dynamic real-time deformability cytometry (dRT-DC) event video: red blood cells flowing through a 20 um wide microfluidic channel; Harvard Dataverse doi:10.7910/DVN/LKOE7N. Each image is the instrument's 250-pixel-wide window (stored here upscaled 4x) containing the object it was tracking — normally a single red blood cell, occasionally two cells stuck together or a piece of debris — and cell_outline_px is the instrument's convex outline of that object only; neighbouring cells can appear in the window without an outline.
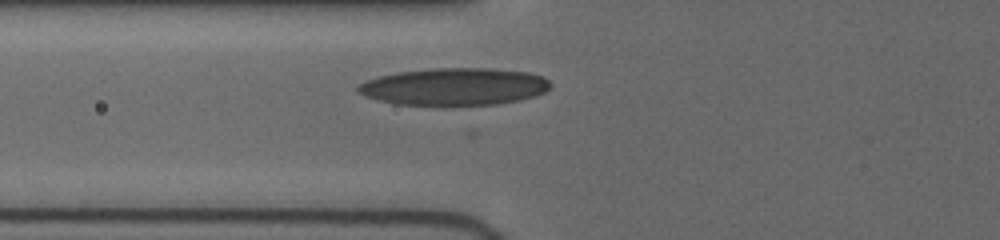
{"species": "human", "species_latin": "Homo sapiens", "temperature_condition": "cold", "stored_images_in_passage": 9, "camera_frame_rate_fps": 3000, "um_per_image_px": 0.085, "donor": {"sex": "female"}, "frame": {"image": 1, "passage_image": 2, "time_ms": 0.667, "image_size_px": [1000, 240], "cell_outline_px": [[552, 84], [544, 92], [536, 96], [520, 100], [496, 104], [440, 108], [396, 104], [364, 96], [356, 92], [356, 84], [364, 80], [396, 72], [432, 68], [488, 68], [528, 72], [540, 76], [548, 80]], "centroid_in_image_um": [38.55, 7.4], "position_along_channel_um": 87.3, "area_um2": 43.12}}
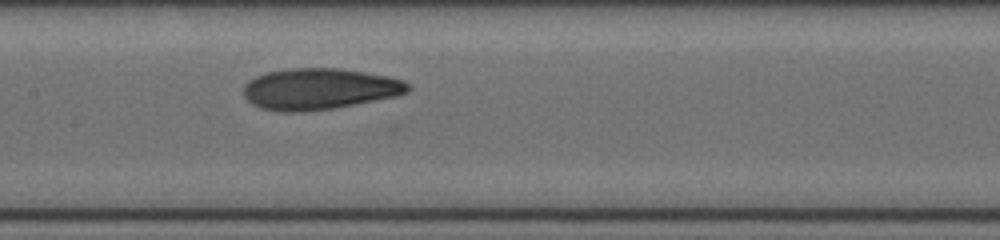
{"frame": {"image": 2, "passage_image": 6, "time_ms": 3.0, "image_size_px": [1000, 240], "cell_outline_px": [[412, 88], [408, 92], [396, 96], [332, 108], [304, 112], [280, 112], [260, 108], [252, 104], [244, 96], [244, 84], [248, 80], [256, 76], [268, 72], [288, 68], [336, 68], [364, 72], [388, 76], [404, 80], [412, 84]], "centroid_in_image_um": [27.15, 7.56], "position_along_channel_um": 180.3, "area_um2": 39.65}}
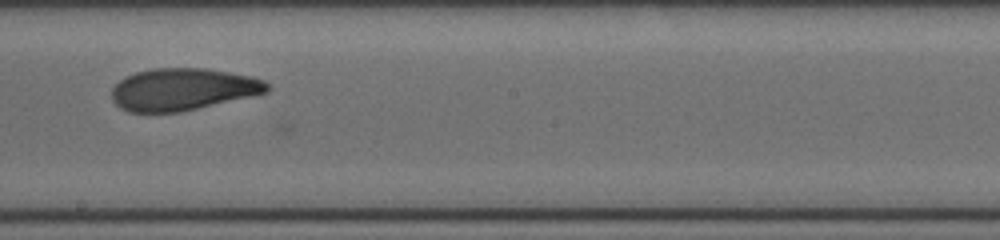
{"frame": {"image": 3, "passage_image": 8, "time_ms": 4.333, "image_size_px": [1000, 240], "cell_outline_px": [[272, 88], [268, 92], [252, 96], [180, 112], [128, 112], [120, 108], [112, 100], [112, 88], [124, 76], [136, 72], [152, 68], [208, 68], [252, 76], [264, 80]], "centroid_in_image_um": [15.55, 7.58], "position_along_channel_um": 232.7, "area_um2": 38.38}}